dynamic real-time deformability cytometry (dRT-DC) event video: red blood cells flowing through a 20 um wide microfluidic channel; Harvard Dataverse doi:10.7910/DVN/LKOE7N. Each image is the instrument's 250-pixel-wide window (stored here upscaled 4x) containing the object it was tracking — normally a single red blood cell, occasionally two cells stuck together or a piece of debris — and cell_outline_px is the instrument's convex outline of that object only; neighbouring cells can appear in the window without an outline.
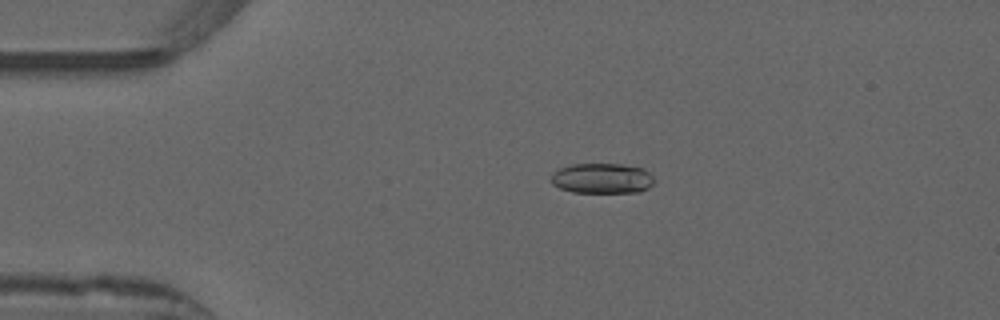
{"species": "common noctule bat (a hibernating species)", "species_latin": "Nyctalus noctula", "temperature_condition": "warm", "stored_images_in_passage": 54, "camera_frame_rate_fps": 3000, "um_per_image_px": 0.085, "animal": {"sex": "male", "forearm_length_mm": 52.5}, "frame": {"image": 1, "passage_image": 12, "time_ms": 3.667, "image_size_px": [1000, 320], "cell_outline_px": [[656, 180], [648, 188], [640, 192], [572, 192], [560, 188], [552, 184], [552, 172], [560, 168], [572, 164], [620, 164], [644, 168]], "centroid_in_image_um": [51.19, 15.16], "position_along_channel_um": 33.8, "area_um2": 18.21}}
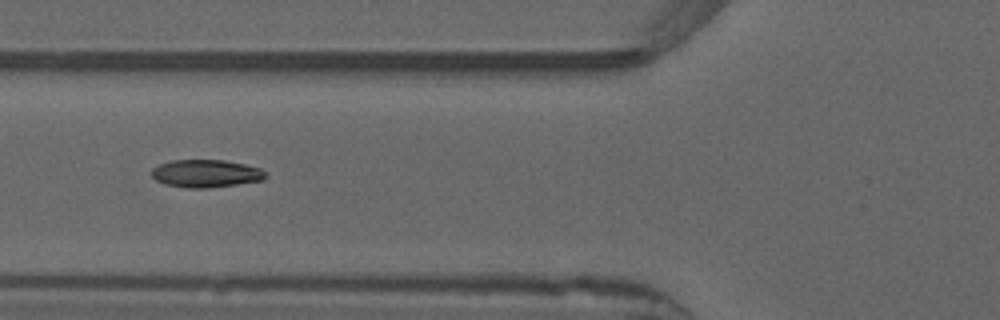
{"frame": {"image": 2, "passage_image": 21, "time_ms": 6.667, "image_size_px": [1000, 320], "cell_outline_px": [[268, 176], [264, 180], [208, 188], [184, 188], [164, 184], [156, 180], [152, 176], [152, 168], [160, 164], [172, 160], [224, 160], [244, 164], [260, 168]], "centroid_in_image_um": [17.5, 14.75], "position_along_channel_um": 108.3, "area_um2": 18.44}}
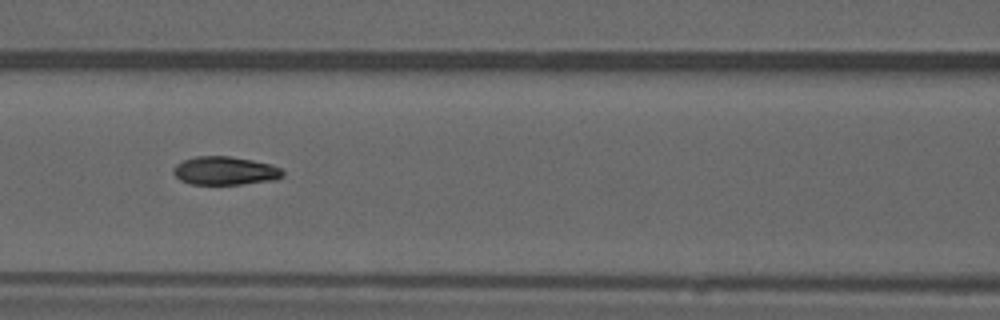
{"frame": {"image": 3, "passage_image": 24, "time_ms": 7.667, "image_size_px": [1000, 320], "cell_outline_px": [[284, 176], [276, 180], [240, 184], [192, 184], [180, 180], [172, 172], [172, 168], [176, 164], [184, 160], [196, 156], [228, 156], [252, 160], [272, 164], [280, 168], [284, 172]], "centroid_in_image_um": [19.14, 14.51], "position_along_channel_um": 147.5, "area_um2": 18.15}, "authors_computed_cell_mechanics": {"area_um2": 18.5249, "velocity_mm_per_s": 3.9052, "shape_relaxation_time_tau1_ms": 10.1163, "shape_relaxation_time_tau2_ms": 1.2951, "deformation_change_tau1": 0.2513, "deformation_change_tau2": 0.0617}}